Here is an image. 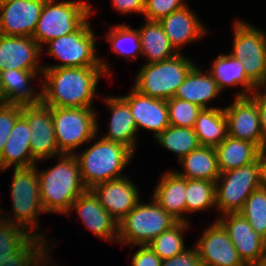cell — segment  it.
Returning <instances> with one entry per match:
<instances>
[{"instance_id":"1","label":"cell","mask_w":266,"mask_h":266,"mask_svg":"<svg viewBox=\"0 0 266 266\" xmlns=\"http://www.w3.org/2000/svg\"><path fill=\"white\" fill-rule=\"evenodd\" d=\"M42 104L47 107H93L102 67H63L43 69Z\"/></svg>"},{"instance_id":"2","label":"cell","mask_w":266,"mask_h":266,"mask_svg":"<svg viewBox=\"0 0 266 266\" xmlns=\"http://www.w3.org/2000/svg\"><path fill=\"white\" fill-rule=\"evenodd\" d=\"M60 162L53 168L39 171V189L42 206L46 213L67 214L72 203L83 194L84 186L80 166L74 154L59 155ZM40 172V173H39Z\"/></svg>"},{"instance_id":"3","label":"cell","mask_w":266,"mask_h":266,"mask_svg":"<svg viewBox=\"0 0 266 266\" xmlns=\"http://www.w3.org/2000/svg\"><path fill=\"white\" fill-rule=\"evenodd\" d=\"M134 152L125 145L103 138L76 154L81 179L87 189L109 180L119 179L121 172L133 158Z\"/></svg>"},{"instance_id":"4","label":"cell","mask_w":266,"mask_h":266,"mask_svg":"<svg viewBox=\"0 0 266 266\" xmlns=\"http://www.w3.org/2000/svg\"><path fill=\"white\" fill-rule=\"evenodd\" d=\"M195 65L181 52L160 62L145 63L135 77L134 89L154 99L168 100Z\"/></svg>"},{"instance_id":"5","label":"cell","mask_w":266,"mask_h":266,"mask_svg":"<svg viewBox=\"0 0 266 266\" xmlns=\"http://www.w3.org/2000/svg\"><path fill=\"white\" fill-rule=\"evenodd\" d=\"M178 221L168 214L155 200L137 205L118 222L117 242L122 245H147L155 237L170 229Z\"/></svg>"},{"instance_id":"6","label":"cell","mask_w":266,"mask_h":266,"mask_svg":"<svg viewBox=\"0 0 266 266\" xmlns=\"http://www.w3.org/2000/svg\"><path fill=\"white\" fill-rule=\"evenodd\" d=\"M87 19L75 32L55 38L50 44L46 54L61 61V64L44 66L43 68L63 67H102L105 75H110L108 63L102 61L95 54V32Z\"/></svg>"},{"instance_id":"7","label":"cell","mask_w":266,"mask_h":266,"mask_svg":"<svg viewBox=\"0 0 266 266\" xmlns=\"http://www.w3.org/2000/svg\"><path fill=\"white\" fill-rule=\"evenodd\" d=\"M91 5L80 1L46 0L32 38L44 47L49 41L75 32L90 16Z\"/></svg>"},{"instance_id":"8","label":"cell","mask_w":266,"mask_h":266,"mask_svg":"<svg viewBox=\"0 0 266 266\" xmlns=\"http://www.w3.org/2000/svg\"><path fill=\"white\" fill-rule=\"evenodd\" d=\"M94 109L52 107L54 133L62 154H74V149L97 138L98 116Z\"/></svg>"},{"instance_id":"9","label":"cell","mask_w":266,"mask_h":266,"mask_svg":"<svg viewBox=\"0 0 266 266\" xmlns=\"http://www.w3.org/2000/svg\"><path fill=\"white\" fill-rule=\"evenodd\" d=\"M37 164L30 167L14 168L13 180L11 183V197L14 213V220L5 214L1 218L6 221L26 228L32 234L38 228V215L46 213L40 198L39 177ZM38 218V219H37ZM37 224V225H36ZM35 231H32V229ZM36 228V229H35Z\"/></svg>"},{"instance_id":"10","label":"cell","mask_w":266,"mask_h":266,"mask_svg":"<svg viewBox=\"0 0 266 266\" xmlns=\"http://www.w3.org/2000/svg\"><path fill=\"white\" fill-rule=\"evenodd\" d=\"M259 187L257 160L249 165L224 171L215 181L216 208L222 215L238 213L250 194Z\"/></svg>"},{"instance_id":"11","label":"cell","mask_w":266,"mask_h":266,"mask_svg":"<svg viewBox=\"0 0 266 266\" xmlns=\"http://www.w3.org/2000/svg\"><path fill=\"white\" fill-rule=\"evenodd\" d=\"M233 50L230 53L244 65L247 78L259 87L266 74V33L242 20L234 24Z\"/></svg>"},{"instance_id":"12","label":"cell","mask_w":266,"mask_h":266,"mask_svg":"<svg viewBox=\"0 0 266 266\" xmlns=\"http://www.w3.org/2000/svg\"><path fill=\"white\" fill-rule=\"evenodd\" d=\"M31 131L30 147L33 159H50L62 153L58 149L52 120V107L44 104L22 106V114Z\"/></svg>"},{"instance_id":"13","label":"cell","mask_w":266,"mask_h":266,"mask_svg":"<svg viewBox=\"0 0 266 266\" xmlns=\"http://www.w3.org/2000/svg\"><path fill=\"white\" fill-rule=\"evenodd\" d=\"M228 135L255 144L260 150L266 147L260 127L258 107L249 95L235 97L232 105L224 107Z\"/></svg>"},{"instance_id":"14","label":"cell","mask_w":266,"mask_h":266,"mask_svg":"<svg viewBox=\"0 0 266 266\" xmlns=\"http://www.w3.org/2000/svg\"><path fill=\"white\" fill-rule=\"evenodd\" d=\"M217 220L227 230L238 256L246 266L258 263L266 256V239L256 233L239 213H226Z\"/></svg>"},{"instance_id":"15","label":"cell","mask_w":266,"mask_h":266,"mask_svg":"<svg viewBox=\"0 0 266 266\" xmlns=\"http://www.w3.org/2000/svg\"><path fill=\"white\" fill-rule=\"evenodd\" d=\"M196 248L204 266H246L218 220L204 231Z\"/></svg>"},{"instance_id":"16","label":"cell","mask_w":266,"mask_h":266,"mask_svg":"<svg viewBox=\"0 0 266 266\" xmlns=\"http://www.w3.org/2000/svg\"><path fill=\"white\" fill-rule=\"evenodd\" d=\"M46 0H11L0 6V34L32 37Z\"/></svg>"},{"instance_id":"17","label":"cell","mask_w":266,"mask_h":266,"mask_svg":"<svg viewBox=\"0 0 266 266\" xmlns=\"http://www.w3.org/2000/svg\"><path fill=\"white\" fill-rule=\"evenodd\" d=\"M76 210L79 219L98 238L117 241L118 221L101 205L100 200L91 189H87L71 205L67 214Z\"/></svg>"},{"instance_id":"18","label":"cell","mask_w":266,"mask_h":266,"mask_svg":"<svg viewBox=\"0 0 266 266\" xmlns=\"http://www.w3.org/2000/svg\"><path fill=\"white\" fill-rule=\"evenodd\" d=\"M128 178L124 176L102 182L91 189L104 209L118 222L140 201L136 184Z\"/></svg>"},{"instance_id":"19","label":"cell","mask_w":266,"mask_h":266,"mask_svg":"<svg viewBox=\"0 0 266 266\" xmlns=\"http://www.w3.org/2000/svg\"><path fill=\"white\" fill-rule=\"evenodd\" d=\"M42 50L32 37L0 34V72L10 69L43 70V66L37 64Z\"/></svg>"},{"instance_id":"20","label":"cell","mask_w":266,"mask_h":266,"mask_svg":"<svg viewBox=\"0 0 266 266\" xmlns=\"http://www.w3.org/2000/svg\"><path fill=\"white\" fill-rule=\"evenodd\" d=\"M132 89L130 94L121 97L129 104L137 131L140 128L153 131L156 138L170 125L167 100L154 99Z\"/></svg>"},{"instance_id":"21","label":"cell","mask_w":266,"mask_h":266,"mask_svg":"<svg viewBox=\"0 0 266 266\" xmlns=\"http://www.w3.org/2000/svg\"><path fill=\"white\" fill-rule=\"evenodd\" d=\"M188 7L187 5L159 20L164 33L177 53H180L181 46L195 41L208 33L195 13Z\"/></svg>"},{"instance_id":"22","label":"cell","mask_w":266,"mask_h":266,"mask_svg":"<svg viewBox=\"0 0 266 266\" xmlns=\"http://www.w3.org/2000/svg\"><path fill=\"white\" fill-rule=\"evenodd\" d=\"M31 131L26 119L20 115L14 123L0 157V171L10 168L30 167L37 164L30 147Z\"/></svg>"},{"instance_id":"23","label":"cell","mask_w":266,"mask_h":266,"mask_svg":"<svg viewBox=\"0 0 266 266\" xmlns=\"http://www.w3.org/2000/svg\"><path fill=\"white\" fill-rule=\"evenodd\" d=\"M104 102L112 116L108 123L109 130L102 138L121 143L134 152L138 131L129 104L121 96L107 97Z\"/></svg>"},{"instance_id":"24","label":"cell","mask_w":266,"mask_h":266,"mask_svg":"<svg viewBox=\"0 0 266 266\" xmlns=\"http://www.w3.org/2000/svg\"><path fill=\"white\" fill-rule=\"evenodd\" d=\"M160 179L151 199L178 222H188L183 215L186 213V178L175 171H167Z\"/></svg>"},{"instance_id":"25","label":"cell","mask_w":266,"mask_h":266,"mask_svg":"<svg viewBox=\"0 0 266 266\" xmlns=\"http://www.w3.org/2000/svg\"><path fill=\"white\" fill-rule=\"evenodd\" d=\"M43 70H2L0 72L7 104L29 106L42 103V90L37 94L29 82Z\"/></svg>"},{"instance_id":"26","label":"cell","mask_w":266,"mask_h":266,"mask_svg":"<svg viewBox=\"0 0 266 266\" xmlns=\"http://www.w3.org/2000/svg\"><path fill=\"white\" fill-rule=\"evenodd\" d=\"M220 92L212 76L209 73L205 74L195 65L176 90L174 97L195 103L203 109H210L215 107H208L207 103L219 96Z\"/></svg>"},{"instance_id":"27","label":"cell","mask_w":266,"mask_h":266,"mask_svg":"<svg viewBox=\"0 0 266 266\" xmlns=\"http://www.w3.org/2000/svg\"><path fill=\"white\" fill-rule=\"evenodd\" d=\"M209 74L217 83L221 92L228 86L242 85L243 90L236 97L249 96L256 86L247 78L244 65L230 54L219 55L211 65Z\"/></svg>"},{"instance_id":"28","label":"cell","mask_w":266,"mask_h":266,"mask_svg":"<svg viewBox=\"0 0 266 266\" xmlns=\"http://www.w3.org/2000/svg\"><path fill=\"white\" fill-rule=\"evenodd\" d=\"M214 149L220 173L255 162L260 151L255 144L229 135Z\"/></svg>"},{"instance_id":"29","label":"cell","mask_w":266,"mask_h":266,"mask_svg":"<svg viewBox=\"0 0 266 266\" xmlns=\"http://www.w3.org/2000/svg\"><path fill=\"white\" fill-rule=\"evenodd\" d=\"M179 162L183 165L184 172H175L183 178L216 181L220 176L214 147L199 146Z\"/></svg>"},{"instance_id":"30","label":"cell","mask_w":266,"mask_h":266,"mask_svg":"<svg viewBox=\"0 0 266 266\" xmlns=\"http://www.w3.org/2000/svg\"><path fill=\"white\" fill-rule=\"evenodd\" d=\"M142 55L147 57L146 64H152L171 58L178 53L172 47L159 21L146 20L143 27L138 28Z\"/></svg>"},{"instance_id":"31","label":"cell","mask_w":266,"mask_h":266,"mask_svg":"<svg viewBox=\"0 0 266 266\" xmlns=\"http://www.w3.org/2000/svg\"><path fill=\"white\" fill-rule=\"evenodd\" d=\"M200 146L215 147L228 135L224 108L202 109L194 124Z\"/></svg>"},{"instance_id":"32","label":"cell","mask_w":266,"mask_h":266,"mask_svg":"<svg viewBox=\"0 0 266 266\" xmlns=\"http://www.w3.org/2000/svg\"><path fill=\"white\" fill-rule=\"evenodd\" d=\"M46 243L44 234H33L17 251L0 253V266H39L50 255Z\"/></svg>"},{"instance_id":"33","label":"cell","mask_w":266,"mask_h":266,"mask_svg":"<svg viewBox=\"0 0 266 266\" xmlns=\"http://www.w3.org/2000/svg\"><path fill=\"white\" fill-rule=\"evenodd\" d=\"M157 142L170 152H174L180 161L200 144L193 128L169 125L156 138Z\"/></svg>"},{"instance_id":"34","label":"cell","mask_w":266,"mask_h":266,"mask_svg":"<svg viewBox=\"0 0 266 266\" xmlns=\"http://www.w3.org/2000/svg\"><path fill=\"white\" fill-rule=\"evenodd\" d=\"M185 195L186 214L216 207L215 181L186 179Z\"/></svg>"},{"instance_id":"35","label":"cell","mask_w":266,"mask_h":266,"mask_svg":"<svg viewBox=\"0 0 266 266\" xmlns=\"http://www.w3.org/2000/svg\"><path fill=\"white\" fill-rule=\"evenodd\" d=\"M188 224L189 222H177L170 229L155 237L147 245H149L162 260L178 255L186 249L183 235L184 231L189 227Z\"/></svg>"},{"instance_id":"36","label":"cell","mask_w":266,"mask_h":266,"mask_svg":"<svg viewBox=\"0 0 266 266\" xmlns=\"http://www.w3.org/2000/svg\"><path fill=\"white\" fill-rule=\"evenodd\" d=\"M107 33V40L111 43L112 51L115 54L137 58L142 55V47L138 29H131L130 25L119 24L111 27Z\"/></svg>"},{"instance_id":"37","label":"cell","mask_w":266,"mask_h":266,"mask_svg":"<svg viewBox=\"0 0 266 266\" xmlns=\"http://www.w3.org/2000/svg\"><path fill=\"white\" fill-rule=\"evenodd\" d=\"M252 229L266 239V187H259L246 199L238 212Z\"/></svg>"},{"instance_id":"38","label":"cell","mask_w":266,"mask_h":266,"mask_svg":"<svg viewBox=\"0 0 266 266\" xmlns=\"http://www.w3.org/2000/svg\"><path fill=\"white\" fill-rule=\"evenodd\" d=\"M169 124L177 127L193 128L198 114L202 111L199 105L172 97L167 100Z\"/></svg>"},{"instance_id":"39","label":"cell","mask_w":266,"mask_h":266,"mask_svg":"<svg viewBox=\"0 0 266 266\" xmlns=\"http://www.w3.org/2000/svg\"><path fill=\"white\" fill-rule=\"evenodd\" d=\"M33 234L0 217V253L17 251Z\"/></svg>"},{"instance_id":"40","label":"cell","mask_w":266,"mask_h":266,"mask_svg":"<svg viewBox=\"0 0 266 266\" xmlns=\"http://www.w3.org/2000/svg\"><path fill=\"white\" fill-rule=\"evenodd\" d=\"M185 6L187 5L183 0H145L142 14L145 15L146 20L159 21Z\"/></svg>"},{"instance_id":"41","label":"cell","mask_w":266,"mask_h":266,"mask_svg":"<svg viewBox=\"0 0 266 266\" xmlns=\"http://www.w3.org/2000/svg\"><path fill=\"white\" fill-rule=\"evenodd\" d=\"M22 114V106L5 104L0 106V157L14 123Z\"/></svg>"},{"instance_id":"42","label":"cell","mask_w":266,"mask_h":266,"mask_svg":"<svg viewBox=\"0 0 266 266\" xmlns=\"http://www.w3.org/2000/svg\"><path fill=\"white\" fill-rule=\"evenodd\" d=\"M194 249H185L178 255L162 260L161 266H204L196 246Z\"/></svg>"},{"instance_id":"43","label":"cell","mask_w":266,"mask_h":266,"mask_svg":"<svg viewBox=\"0 0 266 266\" xmlns=\"http://www.w3.org/2000/svg\"><path fill=\"white\" fill-rule=\"evenodd\" d=\"M138 246H140V249L133 254L132 266H161L162 259L149 245Z\"/></svg>"},{"instance_id":"44","label":"cell","mask_w":266,"mask_h":266,"mask_svg":"<svg viewBox=\"0 0 266 266\" xmlns=\"http://www.w3.org/2000/svg\"><path fill=\"white\" fill-rule=\"evenodd\" d=\"M260 87H256L253 93L250 95L256 102L259 112L260 127L263 137L266 139V89L260 92Z\"/></svg>"},{"instance_id":"45","label":"cell","mask_w":266,"mask_h":266,"mask_svg":"<svg viewBox=\"0 0 266 266\" xmlns=\"http://www.w3.org/2000/svg\"><path fill=\"white\" fill-rule=\"evenodd\" d=\"M112 4L118 12L125 15L131 12L143 13L145 0H112Z\"/></svg>"},{"instance_id":"46","label":"cell","mask_w":266,"mask_h":266,"mask_svg":"<svg viewBox=\"0 0 266 266\" xmlns=\"http://www.w3.org/2000/svg\"><path fill=\"white\" fill-rule=\"evenodd\" d=\"M259 166V181L261 187H266V147L259 151L257 156Z\"/></svg>"},{"instance_id":"47","label":"cell","mask_w":266,"mask_h":266,"mask_svg":"<svg viewBox=\"0 0 266 266\" xmlns=\"http://www.w3.org/2000/svg\"><path fill=\"white\" fill-rule=\"evenodd\" d=\"M7 104L5 100V94H4V88L1 80V75H0V106Z\"/></svg>"},{"instance_id":"48","label":"cell","mask_w":266,"mask_h":266,"mask_svg":"<svg viewBox=\"0 0 266 266\" xmlns=\"http://www.w3.org/2000/svg\"><path fill=\"white\" fill-rule=\"evenodd\" d=\"M250 266H266V256L261 259L258 263L252 264Z\"/></svg>"},{"instance_id":"49","label":"cell","mask_w":266,"mask_h":266,"mask_svg":"<svg viewBox=\"0 0 266 266\" xmlns=\"http://www.w3.org/2000/svg\"><path fill=\"white\" fill-rule=\"evenodd\" d=\"M259 87H261V88H265L266 89V74H265V77H264V81H263V83L261 84V86H259Z\"/></svg>"},{"instance_id":"50","label":"cell","mask_w":266,"mask_h":266,"mask_svg":"<svg viewBox=\"0 0 266 266\" xmlns=\"http://www.w3.org/2000/svg\"><path fill=\"white\" fill-rule=\"evenodd\" d=\"M11 0H0V6L3 4H6L7 2H10Z\"/></svg>"},{"instance_id":"51","label":"cell","mask_w":266,"mask_h":266,"mask_svg":"<svg viewBox=\"0 0 266 266\" xmlns=\"http://www.w3.org/2000/svg\"><path fill=\"white\" fill-rule=\"evenodd\" d=\"M48 259V260H47ZM46 261H49V258L47 257L39 266H45L48 262ZM44 263V264H43ZM46 263V264H45Z\"/></svg>"}]
</instances>
